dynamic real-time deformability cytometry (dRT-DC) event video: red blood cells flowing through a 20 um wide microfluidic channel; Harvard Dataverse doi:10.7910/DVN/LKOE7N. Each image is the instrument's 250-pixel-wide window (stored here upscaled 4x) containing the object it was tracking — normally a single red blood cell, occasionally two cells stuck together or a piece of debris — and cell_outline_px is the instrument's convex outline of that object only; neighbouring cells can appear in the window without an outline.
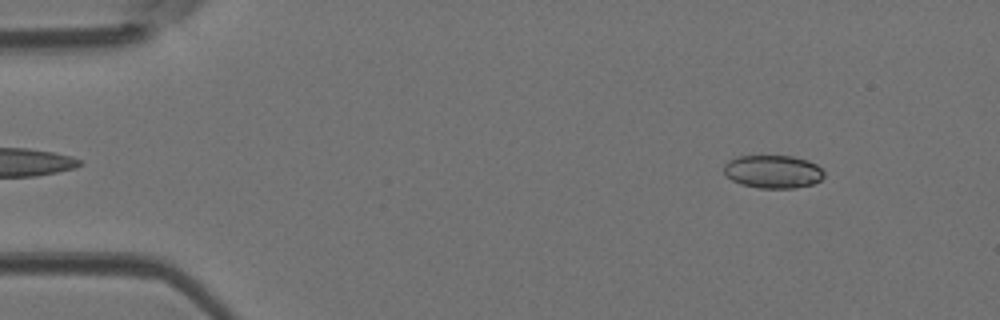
{"species": "Egyptian fruit bat (a non-hibernating species)", "species_latin": "Rousettus aegyptiacus", "temperature_condition": "room temperature", "stored_images_in_passage": 45, "camera_frame_rate_fps": 3000, "um_per_image_px": 0.085, "animal": {"sex": "female"}, "frame": {"image": 1, "passage_image": 5, "time_ms": 1.333, "image_size_px": [1000, 320], "cell_outline_px": [[824, 176], [820, 180], [812, 184], [796, 188], [760, 188], [740, 184], [732, 180], [724, 172], [724, 164], [728, 160], [736, 156], [792, 156], [808, 160], [816, 164], [824, 172]], "centroid_in_image_um": [65.7, 14.59], "position_along_channel_um": 19.3, "area_um2": 19.36}}
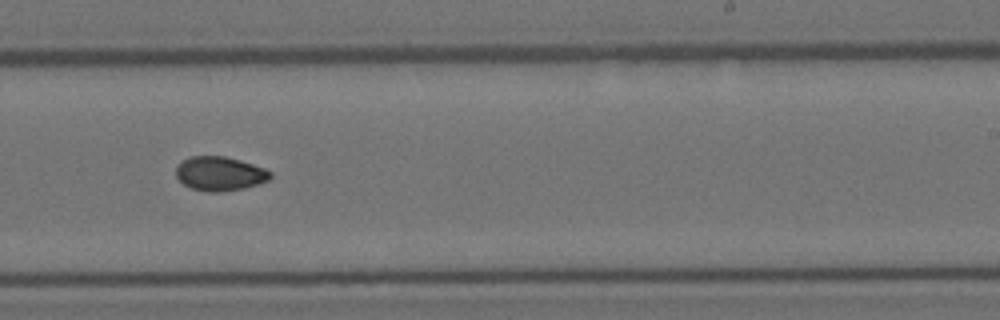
{"frame": {"image": 2, "passage_image": 28, "time_ms": 9.0, "image_size_px": [1000, 320], "cell_outline_px": [[272, 176], [268, 180], [244, 188], [220, 192], [208, 192], [192, 188], [184, 184], [176, 176], [176, 168], [180, 160], [192, 156], [224, 156], [240, 160], [264, 168], [272, 172]], "centroid_in_image_um": [18.67, 14.75], "position_along_channel_um": 270.3, "area_um2": 18.73}}
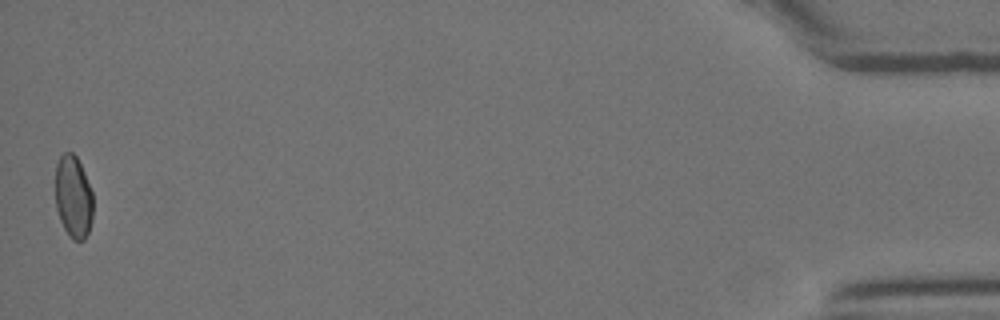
{"frame": {"image": 3, "passage_image": 45, "time_ms": 14.667, "image_size_px": [1000, 320], "cell_outline_px": [[92, 216], [88, 232], [84, 240], [72, 240], [68, 236], [60, 220], [56, 208], [56, 164], [60, 156], [64, 152], [72, 152], [76, 156], [84, 172], [92, 192]], "centroid_in_image_um": [6.22, 16.74], "position_along_channel_um": 429.0, "area_um2": 18.03}}